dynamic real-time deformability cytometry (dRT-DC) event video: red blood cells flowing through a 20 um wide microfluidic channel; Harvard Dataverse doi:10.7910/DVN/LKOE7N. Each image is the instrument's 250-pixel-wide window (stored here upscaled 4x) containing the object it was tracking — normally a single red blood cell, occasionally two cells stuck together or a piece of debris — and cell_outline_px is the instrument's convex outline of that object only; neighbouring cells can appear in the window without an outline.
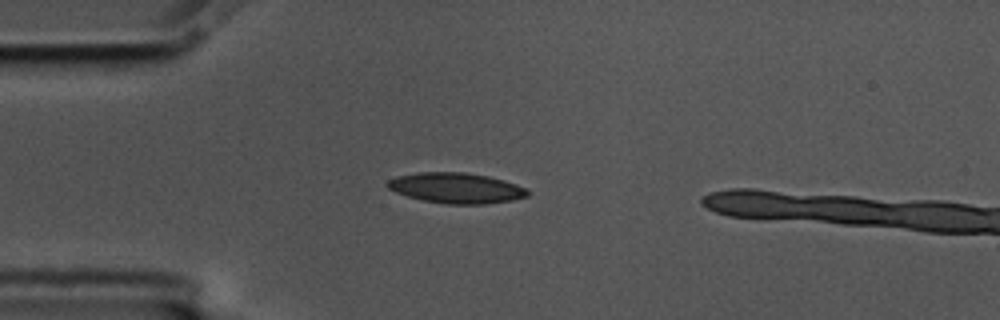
{"species": "common noctule bat (a hibernating species)", "species_latin": "Nyctalus noctula", "temperature_condition": "cold", "stored_images_in_passage": 2, "camera_frame_rate_fps": 3000, "um_per_image_px": 0.085, "animal": {"sex": "male", "body_mass_g": 17.5, "forearm_length_mm": 52.3}, "frame": {"image": 1, "passage_image": 1, "time_ms": 0.0, "image_size_px": [1000, 320], "cell_outline_px": [[528, 196], [512, 200], [484, 204], [448, 204], [424, 200], [408, 196], [396, 192], [388, 188], [384, 184], [388, 180], [396, 176], [420, 172], [464, 172], [488, 176], [504, 180], [516, 184], [524, 188], [528, 192]], "centroid_in_image_um": [38.75, 15.97], "position_along_channel_um": 46.3, "area_um2": 24.74}}
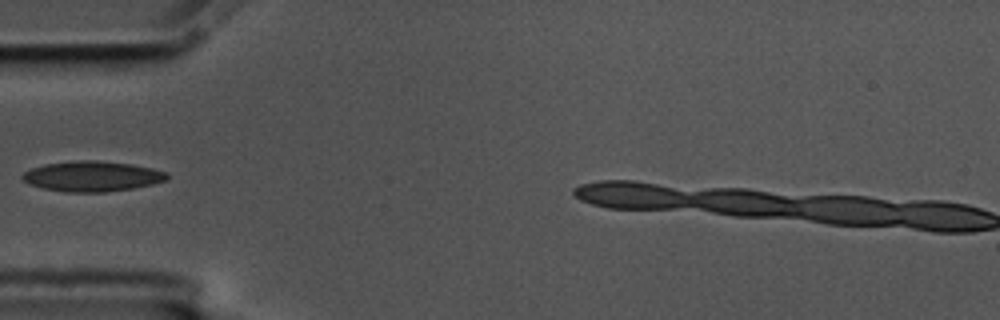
{"frame": {"image": 2, "passage_image": 2, "time_ms": 0.333, "image_size_px": [1000, 320], "cell_outline_px": [[168, 180], [152, 184], [132, 188], [104, 192], [68, 192], [44, 188], [32, 184], [24, 180], [20, 176], [24, 172], [32, 168], [44, 164], [72, 160], [96, 160], [132, 164], [152, 168], [168, 172]], "centroid_in_image_um": [7.86, 14.97], "position_along_channel_um": 77.1, "area_um2": 25.49}}